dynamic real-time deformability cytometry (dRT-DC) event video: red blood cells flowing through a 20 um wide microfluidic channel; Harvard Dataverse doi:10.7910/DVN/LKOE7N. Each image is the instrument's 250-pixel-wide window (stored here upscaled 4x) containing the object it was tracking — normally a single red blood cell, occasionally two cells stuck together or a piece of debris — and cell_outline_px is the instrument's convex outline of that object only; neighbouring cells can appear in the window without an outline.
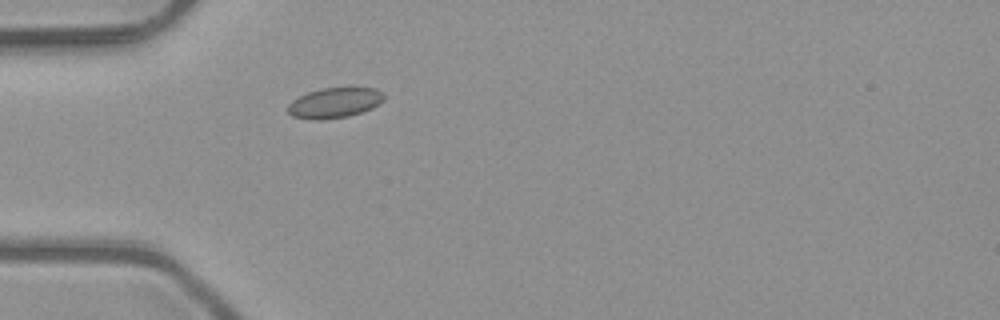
{"species": "common noctule bat (a hibernating species)", "species_latin": "Nyctalus noctula", "temperature_condition": "room temperature", "stored_images_in_passage": 3, "camera_frame_rate_fps": 3000, "um_per_image_px": 0.085, "animal": {"sex": "male", "body_mass_g": 23.1, "forearm_length_mm": 52.7}, "frame": {"image": 1, "passage_image": 3, "time_ms": 0.667, "image_size_px": [1000, 320], "cell_outline_px": [[384, 100], [380, 104], [372, 108], [348, 116], [324, 120], [316, 120], [292, 116], [288, 112], [288, 104], [292, 100], [308, 92], [320, 88], [352, 84], [376, 88], [384, 96]], "centroid_in_image_um": [28.48, 8.68], "position_along_channel_um": 56.5, "area_um2": 17.69}}